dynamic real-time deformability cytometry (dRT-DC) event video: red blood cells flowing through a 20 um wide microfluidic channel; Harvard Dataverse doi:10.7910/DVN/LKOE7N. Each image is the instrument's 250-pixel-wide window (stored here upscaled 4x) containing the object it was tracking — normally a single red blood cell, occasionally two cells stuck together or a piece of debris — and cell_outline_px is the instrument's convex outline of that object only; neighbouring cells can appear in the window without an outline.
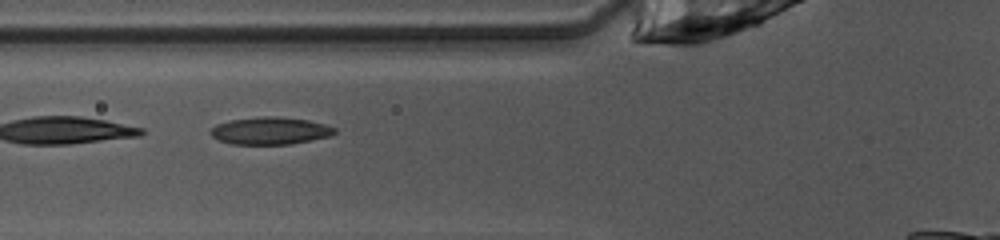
{"species": "common noctule bat (a hibernating species)", "species_latin": "Nyctalus noctula", "temperature_condition": "warm", "stored_images_in_passage": 39, "camera_frame_rate_fps": 3000, "um_per_image_px": 0.085, "animal": {"sex": "female", "body_mass_g": 10.0, "forearm_length_mm": 53.1}, "frame": {"image": 1, "passage_image": 13, "time_ms": 4.0, "image_size_px": [1000, 240], "cell_outline_px": [[336, 132], [332, 136], [292, 144], [232, 144], [220, 140], [212, 136], [208, 132], [216, 124], [232, 120], [260, 116], [276, 116], [308, 120], [324, 124], [336, 128]], "centroid_in_image_um": [22.99, 11.11], "position_along_channel_um": 102.8, "area_um2": 19.83}}
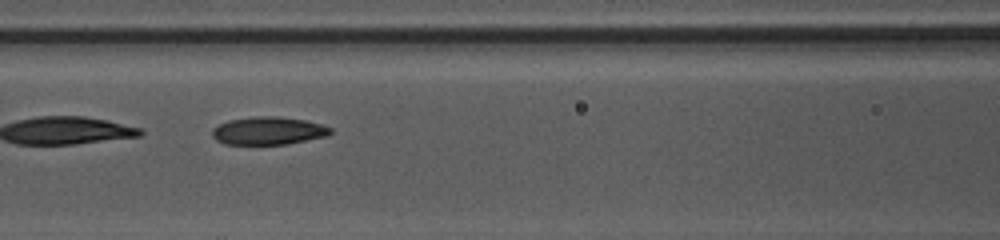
{"frame": {"image": 2, "passage_image": 16, "time_ms": 5.0, "image_size_px": [1000, 240], "cell_outline_px": [[332, 132], [328, 136], [288, 144], [224, 144], [216, 140], [212, 136], [212, 128], [216, 124], [228, 120], [256, 116], [276, 116], [304, 120], [320, 124], [332, 128]], "centroid_in_image_um": [22.78, 11.11], "position_along_channel_um": 143.8, "area_um2": 19.36}}